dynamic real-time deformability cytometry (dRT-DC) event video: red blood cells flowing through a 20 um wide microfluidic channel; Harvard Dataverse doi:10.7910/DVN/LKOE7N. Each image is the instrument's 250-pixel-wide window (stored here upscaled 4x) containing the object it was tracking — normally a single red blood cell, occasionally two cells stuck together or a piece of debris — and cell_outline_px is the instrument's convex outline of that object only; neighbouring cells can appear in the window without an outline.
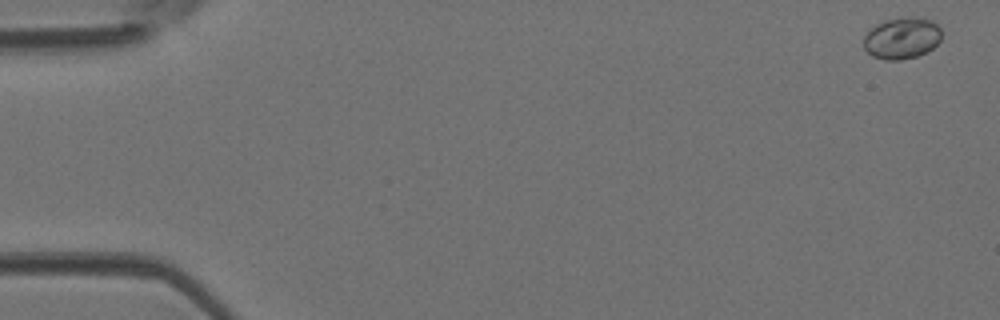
{"species": "Egyptian fruit bat (a non-hibernating species)", "species_latin": "Rousettus aegyptiacus", "temperature_condition": "room temperature", "stored_images_in_passage": 46, "camera_frame_rate_fps": 3000, "um_per_image_px": 0.085, "animal": {"sex": "female"}, "frame": {"image": 1, "passage_image": 2, "time_ms": 0.333, "image_size_px": [1000, 320], "cell_outline_px": [[940, 40], [932, 48], [916, 56], [900, 60], [884, 60], [872, 56], [864, 48], [864, 36], [876, 24], [884, 20], [900, 16], [916, 16], [932, 20], [940, 28]], "centroid_in_image_um": [76.64, 3.21], "position_along_channel_um": 8.4, "area_um2": 18.96}}
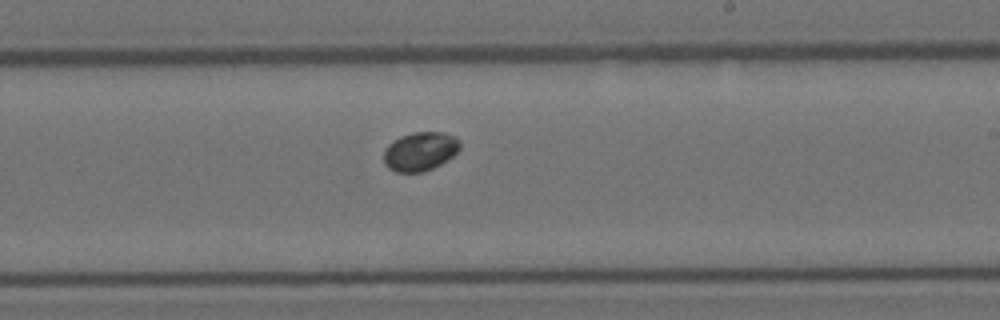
{"frame": {"image": 2, "passage_image": 28, "time_ms": 9.0, "image_size_px": [1000, 320], "cell_outline_px": [[460, 148], [448, 160], [424, 172], [396, 172], [388, 168], [384, 164], [384, 148], [392, 140], [400, 136], [412, 132], [444, 132], [456, 136], [460, 140]], "centroid_in_image_um": [35.7, 12.85], "position_along_channel_um": 253.3, "area_um2": 17.51}}
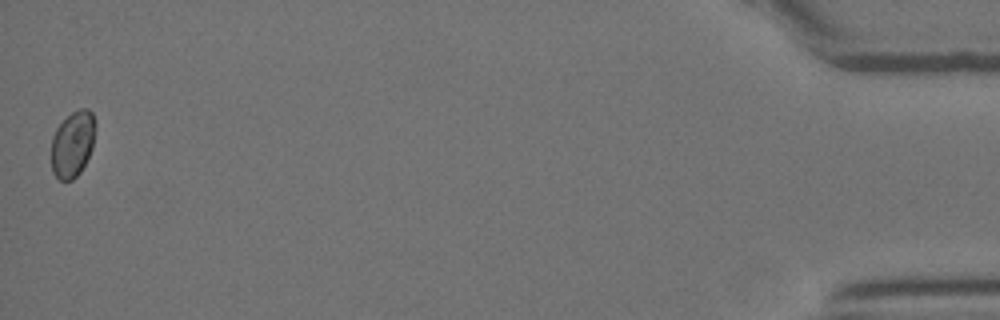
{"frame": {"image": 3, "passage_image": 46, "time_ms": 15.0, "image_size_px": [1000, 320], "cell_outline_px": [[96, 124], [92, 148], [80, 172], [72, 180], [60, 180], [52, 172], [52, 136], [56, 128], [72, 112], [80, 108], [88, 108], [92, 112]], "centroid_in_image_um": [6.18, 12.22], "position_along_channel_um": 429.0, "area_um2": 16.88}}